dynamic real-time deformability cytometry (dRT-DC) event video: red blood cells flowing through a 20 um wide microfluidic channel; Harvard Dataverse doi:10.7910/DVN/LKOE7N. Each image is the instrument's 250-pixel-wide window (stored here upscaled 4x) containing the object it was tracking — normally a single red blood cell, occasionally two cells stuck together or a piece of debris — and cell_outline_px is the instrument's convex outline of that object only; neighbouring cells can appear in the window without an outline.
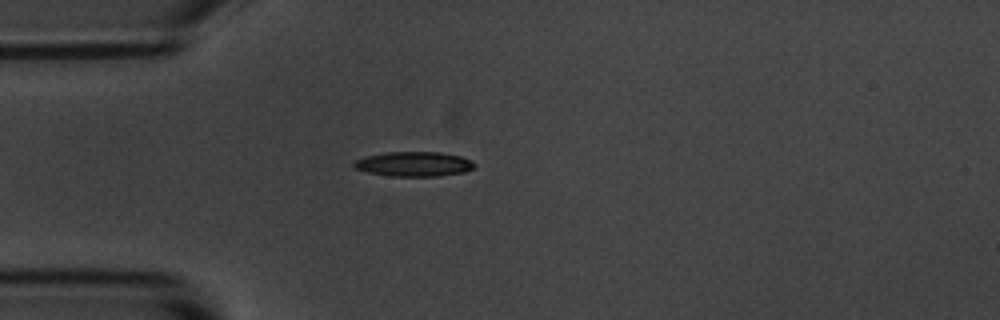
{"species": "common noctule bat (a hibernating species)", "species_latin": "Nyctalus noctula", "temperature_condition": "room temperature", "stored_images_in_passage": 1, "camera_frame_rate_fps": 3000, "um_per_image_px": 0.085, "animal": {"sex": "male", "body_mass_g": 20.1, "forearm_length_mm": 53.5}, "frame": {"image": 1, "passage_image": 1, "time_ms": 0.0, "image_size_px": [1000, 320], "cell_outline_px": [[476, 164], [472, 168], [464, 172], [440, 176], [392, 176], [368, 172], [356, 168], [352, 164], [356, 160], [364, 156], [384, 152], [440, 152], [460, 156], [472, 160]], "centroid_in_image_um": [35.19, 13.93], "position_along_channel_um": 49.8, "area_um2": 17.34}}